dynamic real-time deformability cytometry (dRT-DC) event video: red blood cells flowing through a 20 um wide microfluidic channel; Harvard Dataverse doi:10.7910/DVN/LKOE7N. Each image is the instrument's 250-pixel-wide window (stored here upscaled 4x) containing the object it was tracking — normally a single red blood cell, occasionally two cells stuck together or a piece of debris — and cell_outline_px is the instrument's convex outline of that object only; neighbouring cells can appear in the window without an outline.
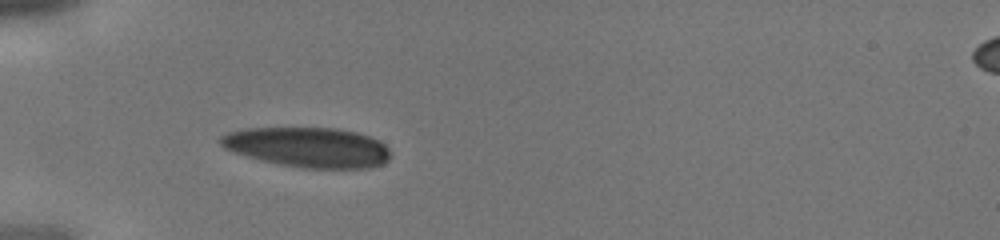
{"species": "human", "species_latin": "Homo sapiens", "temperature_condition": "cold", "stored_images_in_passage": 29, "camera_frame_rate_fps": 3000, "um_per_image_px": 0.085, "donor": {"sex": "male"}, "frame": {"image": 1, "passage_image": 1, "time_ms": 0.0, "image_size_px": [1000, 240], "cell_outline_px": [[392, 156], [384, 164], [368, 168], [304, 168], [280, 164], [248, 156], [224, 148], [220, 144], [220, 136], [228, 132], [244, 128], [336, 128], [356, 132], [380, 140], [392, 152]], "centroid_in_image_um": [26.23, 12.51], "position_along_channel_um": 58.8, "area_um2": 39.59}}
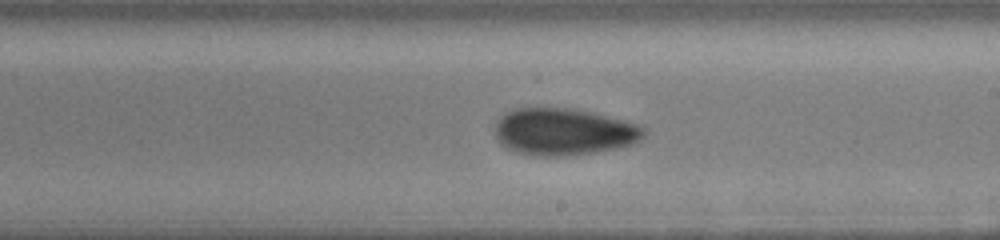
{"frame": {"image": 2, "passage_image": 13, "time_ms": 4.0, "image_size_px": [1000, 240], "cell_outline_px": [[648, 132], [640, 140], [632, 144], [616, 148], [592, 152], [564, 156], [536, 156], [516, 152], [504, 148], [500, 144], [496, 136], [496, 120], [504, 112], [516, 108], [572, 108], [592, 112], [624, 120], [648, 128]], "centroid_in_image_um": [47.91, 11.19], "position_along_channel_um": 241.1, "area_um2": 41.04}}
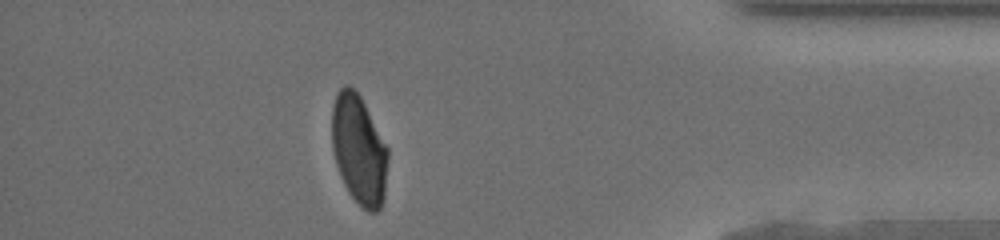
{"frame": {"image": 3, "passage_image": 25, "time_ms": 8.0, "image_size_px": [1000, 240], "cell_outline_px": [[388, 160], [384, 196], [380, 208], [376, 212], [368, 212], [348, 192], [340, 176], [336, 164], [332, 148], [332, 108], [336, 92], [344, 84], [348, 84], [360, 96], [388, 148]], "centroid_in_image_um": [30.5, 12.71], "position_along_channel_um": 404.7, "area_um2": 35.66}}